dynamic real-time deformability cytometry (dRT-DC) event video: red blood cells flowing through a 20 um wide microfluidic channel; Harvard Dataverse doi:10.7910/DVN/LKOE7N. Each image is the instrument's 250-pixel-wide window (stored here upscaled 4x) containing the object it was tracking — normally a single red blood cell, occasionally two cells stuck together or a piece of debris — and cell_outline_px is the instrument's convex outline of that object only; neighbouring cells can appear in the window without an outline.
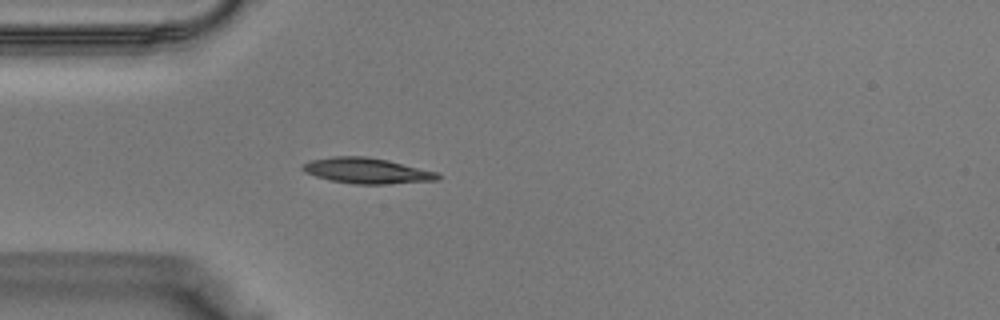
{"species": "Egyptian fruit bat (a non-hibernating species)", "species_latin": "Rousettus aegyptiacus", "temperature_condition": "warm", "stored_images_in_passage": 29, "camera_frame_rate_fps": 3000, "um_per_image_px": 0.085, "animal": {"sex": "male"}, "frame": {"image": 1, "passage_image": 5, "time_ms": 1.333, "image_size_px": [1000, 320], "cell_outline_px": [[440, 180], [388, 184], [356, 184], [332, 180], [316, 176], [304, 172], [300, 168], [300, 164], [312, 160], [332, 156], [368, 156], [388, 160], [436, 172], [440, 176]], "centroid_in_image_um": [31.16, 14.5], "position_along_channel_um": 53.8, "area_um2": 20.17}}
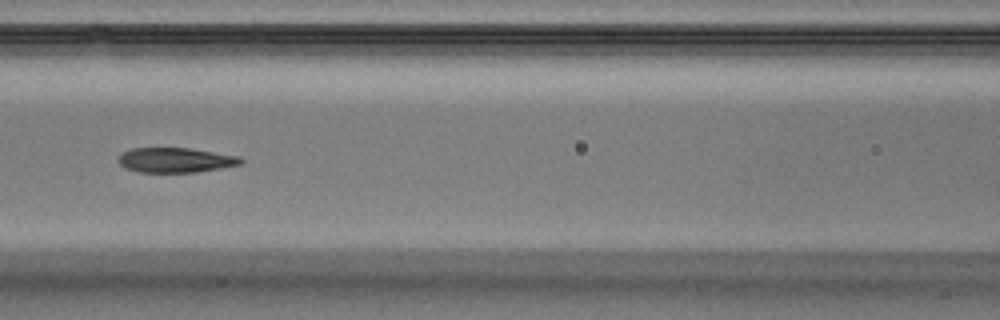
{"frame": {"image": 2, "passage_image": 11, "time_ms": 3.333, "image_size_px": [1000, 320], "cell_outline_px": [[244, 160], [240, 164], [220, 168], [196, 172], [140, 172], [124, 168], [116, 160], [124, 152], [132, 148], [192, 148], [240, 156]], "centroid_in_image_um": [14.92, 13.6], "position_along_channel_um": 151.7, "area_um2": 17.74}}
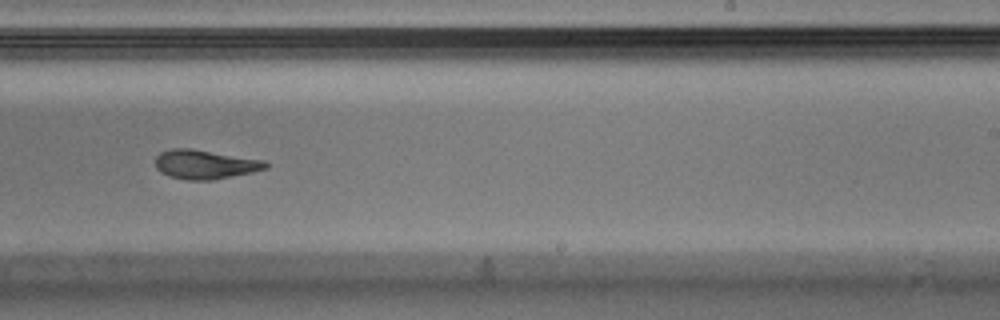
{"frame": {"image": 3, "passage_image": 18, "time_ms": 5.667, "image_size_px": [1000, 320], "cell_outline_px": [[268, 168], [252, 172], [212, 180], [188, 180], [168, 176], [160, 172], [156, 168], [156, 156], [160, 152], [172, 148], [192, 148], [264, 160], [268, 164]], "centroid_in_image_um": [17.41, 13.97], "position_along_channel_um": 271.6, "area_um2": 18.79}}